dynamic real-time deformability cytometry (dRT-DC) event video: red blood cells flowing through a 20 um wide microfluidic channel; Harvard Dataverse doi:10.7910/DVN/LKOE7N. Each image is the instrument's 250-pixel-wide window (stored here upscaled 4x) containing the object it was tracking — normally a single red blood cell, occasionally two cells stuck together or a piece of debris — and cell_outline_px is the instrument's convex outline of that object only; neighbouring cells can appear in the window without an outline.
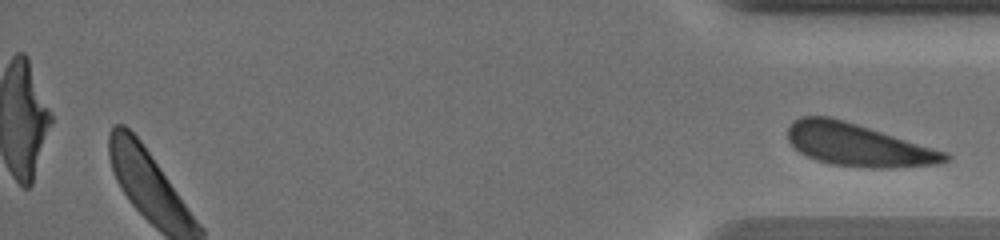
{"species": "human", "species_latin": "Homo sapiens", "temperature_condition": "warm", "stored_images_in_passage": 26, "segment_of_instrument_passage": [2, 2], "camera_frame_rate_fps": 3000, "um_per_image_px": 0.085, "donor": {"sex": "male"}, "frame": {"image": 1, "passage_image": 26, "time_ms": 12.333, "image_size_px": [1000, 240], "cell_outline_px": [[952, 160], [944, 164], [892, 168], [868, 168], [832, 164], [816, 160], [800, 152], [788, 140], [788, 128], [800, 116], [828, 116], [844, 120], [948, 152], [952, 156]], "centroid_in_image_um": [73.02, 12.34], "position_along_channel_um": 362.2, "area_um2": 39.13}}